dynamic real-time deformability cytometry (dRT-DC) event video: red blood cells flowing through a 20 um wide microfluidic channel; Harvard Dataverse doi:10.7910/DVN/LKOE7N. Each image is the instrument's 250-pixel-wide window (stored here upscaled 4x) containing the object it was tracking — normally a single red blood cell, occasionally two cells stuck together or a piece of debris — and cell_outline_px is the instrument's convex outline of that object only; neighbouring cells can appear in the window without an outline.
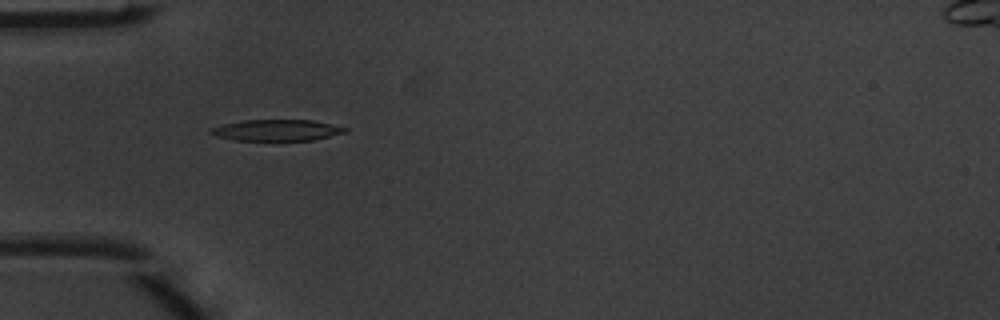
{"species": "common noctule bat (a hibernating species)", "species_latin": "Nyctalus noctula", "temperature_condition": "warm", "stored_images_in_passage": 6, "camera_frame_rate_fps": 3000, "um_per_image_px": 0.085, "animal": {"sex": "male", "body_mass_g": 20.1, "forearm_length_mm": 53.5}, "frame": {"image": 1, "passage_image": 5, "time_ms": 1.333, "image_size_px": [1000, 320], "cell_outline_px": [[348, 132], [312, 140], [232, 140], [216, 136], [208, 132], [212, 128], [224, 124], [244, 120], [312, 120], [332, 124], [348, 128]], "centroid_in_image_um": [23.54, 11.06], "position_along_channel_um": 61.5, "area_um2": 16.53}}
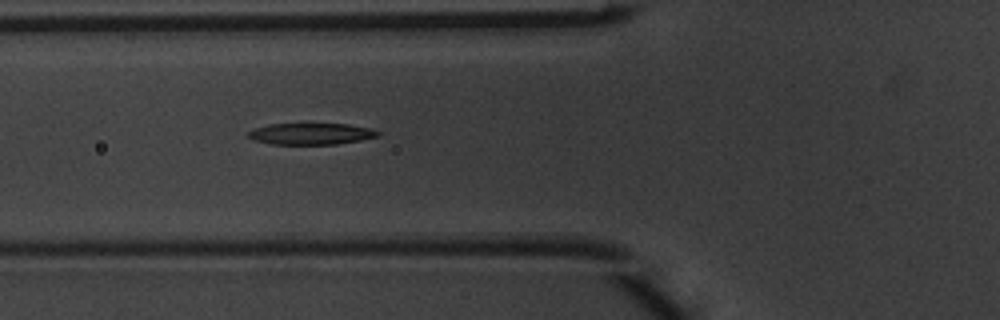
{"frame": {"image": 2, "passage_image": 6, "time_ms": 1.667, "image_size_px": [1000, 320], "cell_outline_px": [[380, 136], [360, 140], [336, 144], [272, 144], [252, 140], [244, 136], [252, 128], [272, 124], [348, 124], [372, 128], [380, 132]], "centroid_in_image_um": [26.4, 11.37], "position_along_channel_um": 99.4, "area_um2": 16.36}}